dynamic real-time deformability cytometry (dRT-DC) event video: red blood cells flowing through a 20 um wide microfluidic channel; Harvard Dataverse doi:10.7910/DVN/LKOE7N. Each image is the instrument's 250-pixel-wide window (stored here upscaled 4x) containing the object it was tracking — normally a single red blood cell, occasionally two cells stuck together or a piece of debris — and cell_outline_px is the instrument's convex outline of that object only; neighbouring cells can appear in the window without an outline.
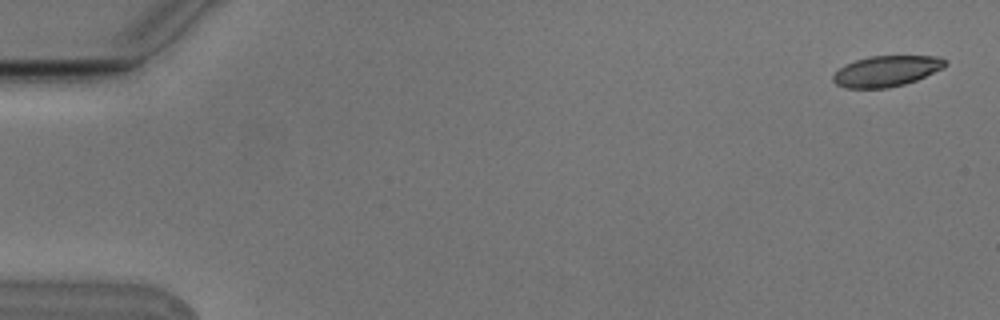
{"species": "Egyptian fruit bat (a non-hibernating species)", "species_latin": "Rousettus aegyptiacus", "temperature_condition": "cold", "stored_images_in_passage": 5, "camera_frame_rate_fps": 3000, "um_per_image_px": 0.085, "animal": {"sex": "male"}, "frame": {"image": 1, "passage_image": 1, "time_ms": 0.0, "image_size_px": [1000, 320], "cell_outline_px": [[948, 64], [944, 68], [916, 80], [904, 84], [888, 88], [844, 88], [836, 84], [832, 80], [832, 76], [844, 64], [868, 56], [940, 56]], "centroid_in_image_um": [75.34, 6.04], "position_along_channel_um": 9.7, "area_um2": 20.17}}
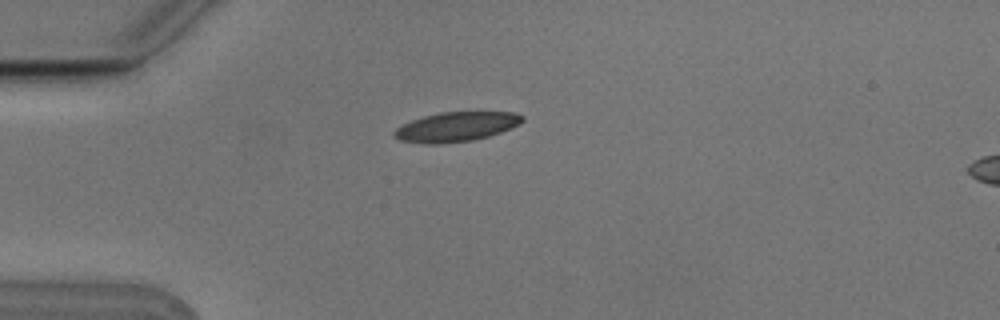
{"frame": {"image": 2, "passage_image": 4, "time_ms": 1.0, "image_size_px": [1000, 320], "cell_outline_px": [[524, 120], [520, 124], [512, 128], [488, 136], [472, 140], [436, 144], [428, 144], [400, 140], [392, 136], [392, 132], [396, 128], [412, 120], [424, 116], [440, 112], [512, 112], [524, 116]], "centroid_in_image_um": [38.77, 10.77], "position_along_channel_um": 46.2, "area_um2": 21.96}}